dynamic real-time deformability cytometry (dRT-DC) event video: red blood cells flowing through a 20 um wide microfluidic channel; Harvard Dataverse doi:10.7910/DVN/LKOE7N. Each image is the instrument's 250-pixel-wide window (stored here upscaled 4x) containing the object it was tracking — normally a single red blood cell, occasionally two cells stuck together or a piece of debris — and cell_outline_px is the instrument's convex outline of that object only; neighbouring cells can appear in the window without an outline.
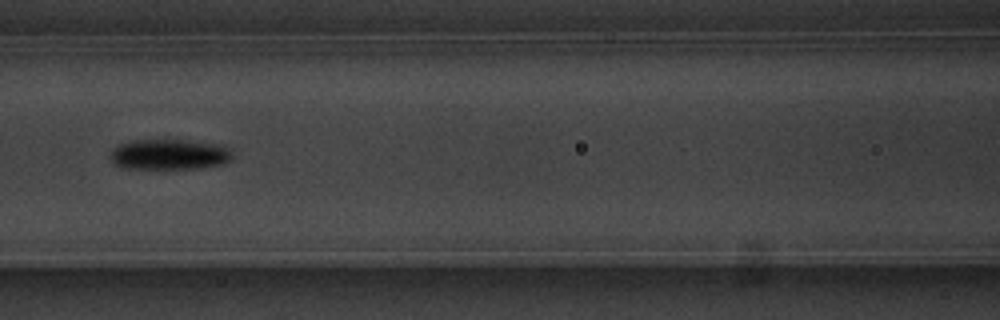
{"species": "common noctule bat (a hibernating species)", "species_latin": "Nyctalus noctula", "temperature_condition": "warm", "stored_images_in_passage": 7, "camera_frame_rate_fps": 3000, "um_per_image_px": 0.085, "animal": {"sex": "male", "body_mass_g": 20.1, "forearm_length_mm": 53.5}, "frame": {"image": 1, "passage_image": 3, "time_ms": 2.333, "image_size_px": [1000, 320], "cell_outline_px": [[232, 156], [224, 164], [200, 168], [120, 168], [112, 164], [108, 156], [112, 148], [120, 144], [132, 140], [164, 136], [224, 144], [232, 152]], "centroid_in_image_um": [14.35, 13.06], "position_along_channel_um": 152.3, "area_um2": 23.06}}